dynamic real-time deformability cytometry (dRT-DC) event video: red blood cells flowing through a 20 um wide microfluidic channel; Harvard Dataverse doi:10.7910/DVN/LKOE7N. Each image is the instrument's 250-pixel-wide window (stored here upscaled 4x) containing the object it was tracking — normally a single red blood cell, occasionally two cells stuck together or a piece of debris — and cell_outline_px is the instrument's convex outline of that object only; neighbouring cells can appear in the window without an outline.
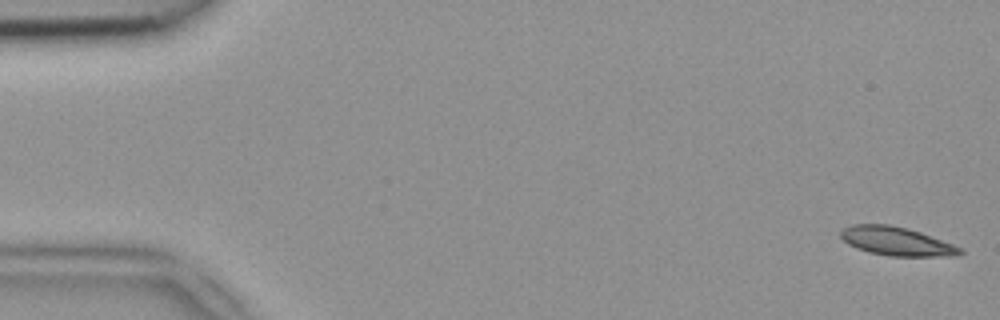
{"species": "common noctule bat (a hibernating species)", "species_latin": "Nyctalus noctula", "temperature_condition": "room temperature", "stored_images_in_passage": 46, "camera_frame_rate_fps": 3000, "um_per_image_px": 0.085, "animal": {"sex": "female", "body_mass_g": 18.4}, "frame": {"image": 1, "passage_image": 1, "time_ms": 0.0, "image_size_px": [1000, 320], "cell_outline_px": [[964, 252], [956, 256], [888, 256], [868, 252], [856, 248], [848, 244], [840, 236], [840, 232], [844, 228], [852, 224], [888, 224], [920, 232], [952, 244], [960, 248]], "centroid_in_image_um": [76.17, 20.51], "position_along_channel_um": 8.8, "area_um2": 19.77}}
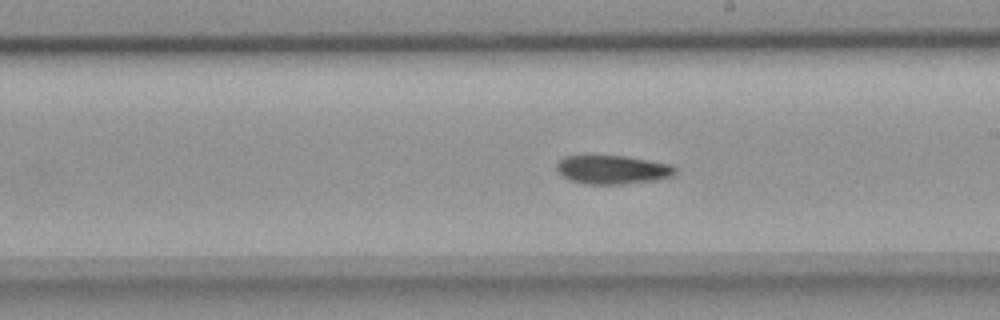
{"frame": {"image": 2, "passage_image": 28, "time_ms": 9.0, "image_size_px": [1000, 320], "cell_outline_px": [[676, 172], [672, 176], [656, 180], [620, 184], [584, 184], [568, 180], [560, 176], [556, 172], [556, 164], [564, 156], [624, 156], [672, 164], [676, 168]], "centroid_in_image_um": [52.02, 14.43], "position_along_channel_um": 237.0, "area_um2": 20.0}}
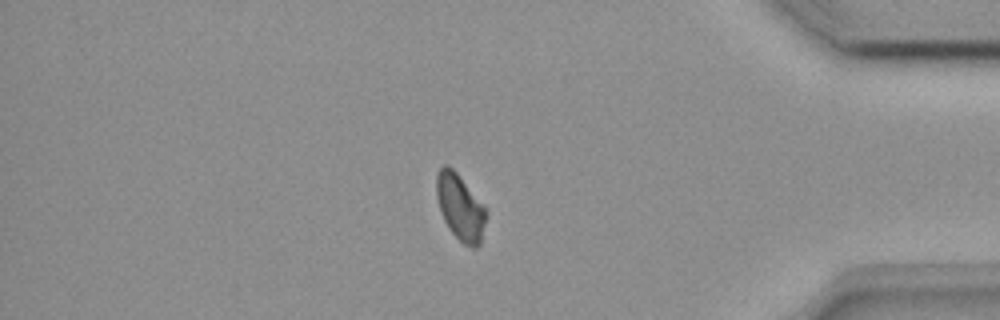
{"frame": {"image": 3, "passage_image": 42, "time_ms": 13.667, "image_size_px": [1000, 320], "cell_outline_px": [[488, 212], [480, 244], [476, 248], [472, 248], [464, 244], [448, 228], [440, 212], [436, 196], [436, 172], [444, 164], [448, 164], [456, 172], [488, 208]], "centroid_in_image_um": [39.13, 17.6], "position_along_channel_um": 396.1, "area_um2": 19.48}}